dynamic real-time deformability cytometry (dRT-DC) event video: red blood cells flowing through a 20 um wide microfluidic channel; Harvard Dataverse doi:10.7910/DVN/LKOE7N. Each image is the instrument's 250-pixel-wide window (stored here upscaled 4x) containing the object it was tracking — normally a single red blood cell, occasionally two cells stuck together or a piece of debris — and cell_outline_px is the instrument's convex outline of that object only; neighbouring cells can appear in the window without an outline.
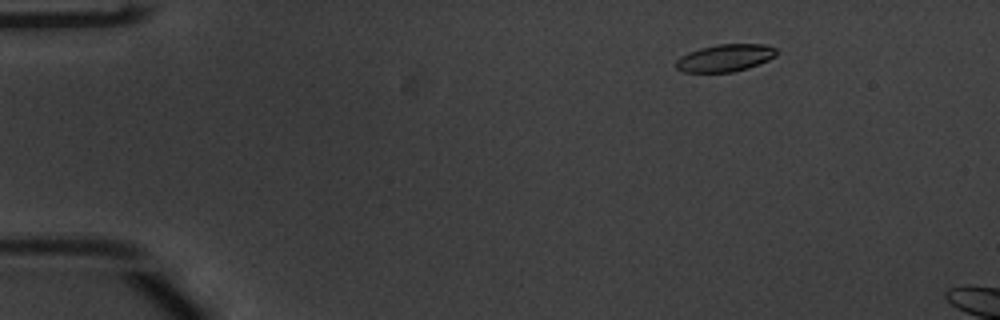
{"species": "common noctule bat (a hibernating species)", "species_latin": "Nyctalus noctula", "temperature_condition": "warm", "stored_images_in_passage": 6, "camera_frame_rate_fps": 3000, "um_per_image_px": 0.085, "animal": {"sex": "male", "body_mass_g": 20.1, "forearm_length_mm": 53.5}, "frame": {"image": 1, "passage_image": 1, "time_ms": 0.0, "image_size_px": [1000, 320], "cell_outline_px": [[776, 56], [768, 60], [748, 68], [732, 72], [684, 72], [676, 68], [676, 60], [680, 56], [688, 52], [700, 48], [716, 44], [764, 44], [776, 48]], "centroid_in_image_um": [61.62, 4.92], "position_along_channel_um": 23.4, "area_um2": 16.01}}